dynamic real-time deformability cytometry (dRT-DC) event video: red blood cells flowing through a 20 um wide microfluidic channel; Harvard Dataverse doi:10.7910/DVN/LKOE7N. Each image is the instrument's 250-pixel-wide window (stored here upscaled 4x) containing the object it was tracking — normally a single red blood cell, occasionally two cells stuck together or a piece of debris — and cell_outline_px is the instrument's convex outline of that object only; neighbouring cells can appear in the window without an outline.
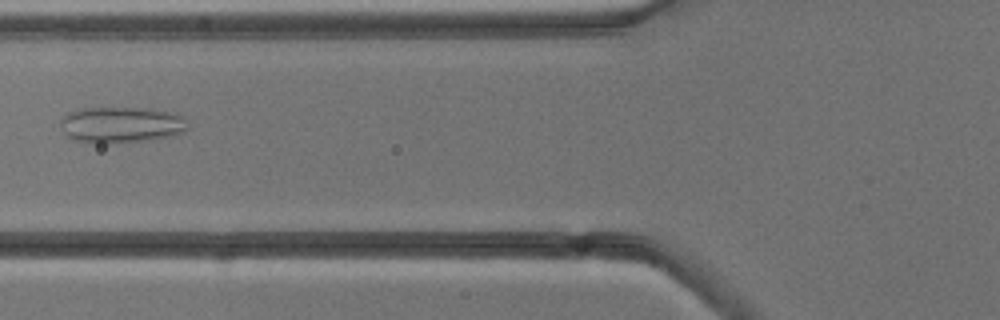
{"species": "common noctule bat (a hibernating species)", "species_latin": "Nyctalus noctula", "temperature_condition": "cold", "stored_images_in_passage": 9, "camera_frame_rate_fps": 3000, "um_per_image_px": 0.085, "animal": {"sex": "male", "body_mass_g": 13.3}, "frame": {"image": 1, "passage_image": 6, "time_ms": 6.0, "image_size_px": [1000, 320], "cell_outline_px": [[188, 128], [184, 132], [172, 136], [108, 144], [96, 144], [72, 140], [64, 132], [60, 124], [64, 116], [68, 112], [84, 108], [136, 108], [168, 112], [184, 116]], "centroid_in_image_um": [10.27, 10.62], "position_along_channel_um": 115.5, "area_um2": 26.59}}